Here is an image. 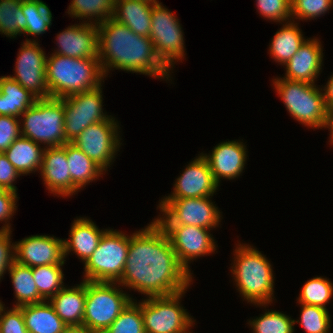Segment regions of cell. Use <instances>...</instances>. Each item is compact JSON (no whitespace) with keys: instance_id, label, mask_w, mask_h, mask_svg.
Here are the masks:
<instances>
[{"instance_id":"1","label":"cell","mask_w":333,"mask_h":333,"mask_svg":"<svg viewBox=\"0 0 333 333\" xmlns=\"http://www.w3.org/2000/svg\"><path fill=\"white\" fill-rule=\"evenodd\" d=\"M152 221L130 234L125 269L117 283L147 298L187 290L193 276L179 263L165 230Z\"/></svg>"},{"instance_id":"2","label":"cell","mask_w":333,"mask_h":333,"mask_svg":"<svg viewBox=\"0 0 333 333\" xmlns=\"http://www.w3.org/2000/svg\"><path fill=\"white\" fill-rule=\"evenodd\" d=\"M97 28L98 58L105 77L118 69L171 80L170 69L157 56L150 37L137 35L112 18L97 24Z\"/></svg>"},{"instance_id":"3","label":"cell","mask_w":333,"mask_h":333,"mask_svg":"<svg viewBox=\"0 0 333 333\" xmlns=\"http://www.w3.org/2000/svg\"><path fill=\"white\" fill-rule=\"evenodd\" d=\"M233 252L231 273L240 295L257 307L271 305L275 279L266 255L247 243L237 244Z\"/></svg>"},{"instance_id":"4","label":"cell","mask_w":333,"mask_h":333,"mask_svg":"<svg viewBox=\"0 0 333 333\" xmlns=\"http://www.w3.org/2000/svg\"><path fill=\"white\" fill-rule=\"evenodd\" d=\"M99 58H73L52 53L46 58V83L50 97L64 98L102 86Z\"/></svg>"},{"instance_id":"5","label":"cell","mask_w":333,"mask_h":333,"mask_svg":"<svg viewBox=\"0 0 333 333\" xmlns=\"http://www.w3.org/2000/svg\"><path fill=\"white\" fill-rule=\"evenodd\" d=\"M272 82L273 89L294 120L308 128H326L328 108L322 88L317 87L316 83L291 81L281 77L274 78Z\"/></svg>"},{"instance_id":"6","label":"cell","mask_w":333,"mask_h":333,"mask_svg":"<svg viewBox=\"0 0 333 333\" xmlns=\"http://www.w3.org/2000/svg\"><path fill=\"white\" fill-rule=\"evenodd\" d=\"M21 116L22 137L45 147H59L68 142L64 130V98L37 99Z\"/></svg>"},{"instance_id":"7","label":"cell","mask_w":333,"mask_h":333,"mask_svg":"<svg viewBox=\"0 0 333 333\" xmlns=\"http://www.w3.org/2000/svg\"><path fill=\"white\" fill-rule=\"evenodd\" d=\"M119 285L117 282L86 281L83 315V329L86 332L104 333L129 303L134 300L122 288H119Z\"/></svg>"},{"instance_id":"8","label":"cell","mask_w":333,"mask_h":333,"mask_svg":"<svg viewBox=\"0 0 333 333\" xmlns=\"http://www.w3.org/2000/svg\"><path fill=\"white\" fill-rule=\"evenodd\" d=\"M129 250V235L108 229L96 250L84 264V281L118 282L123 275Z\"/></svg>"},{"instance_id":"9","label":"cell","mask_w":333,"mask_h":333,"mask_svg":"<svg viewBox=\"0 0 333 333\" xmlns=\"http://www.w3.org/2000/svg\"><path fill=\"white\" fill-rule=\"evenodd\" d=\"M187 290L141 301V312L146 333H193L195 320L181 305Z\"/></svg>"},{"instance_id":"10","label":"cell","mask_w":333,"mask_h":333,"mask_svg":"<svg viewBox=\"0 0 333 333\" xmlns=\"http://www.w3.org/2000/svg\"><path fill=\"white\" fill-rule=\"evenodd\" d=\"M212 196L201 198L161 199V214L155 220L160 225H194L205 229L216 228L221 222V213Z\"/></svg>"},{"instance_id":"11","label":"cell","mask_w":333,"mask_h":333,"mask_svg":"<svg viewBox=\"0 0 333 333\" xmlns=\"http://www.w3.org/2000/svg\"><path fill=\"white\" fill-rule=\"evenodd\" d=\"M179 19L162 3L152 6L150 39L160 60L171 70L185 57L184 34ZM177 61V62H176Z\"/></svg>"},{"instance_id":"12","label":"cell","mask_w":333,"mask_h":333,"mask_svg":"<svg viewBox=\"0 0 333 333\" xmlns=\"http://www.w3.org/2000/svg\"><path fill=\"white\" fill-rule=\"evenodd\" d=\"M119 130L117 119L111 116L85 128L72 143L106 172L122 144Z\"/></svg>"},{"instance_id":"13","label":"cell","mask_w":333,"mask_h":333,"mask_svg":"<svg viewBox=\"0 0 333 333\" xmlns=\"http://www.w3.org/2000/svg\"><path fill=\"white\" fill-rule=\"evenodd\" d=\"M101 87L64 97V130L68 142H72L88 126L112 116L103 112Z\"/></svg>"},{"instance_id":"14","label":"cell","mask_w":333,"mask_h":333,"mask_svg":"<svg viewBox=\"0 0 333 333\" xmlns=\"http://www.w3.org/2000/svg\"><path fill=\"white\" fill-rule=\"evenodd\" d=\"M16 59L15 74L10 75L37 99L50 98L46 83V53L36 39L23 41Z\"/></svg>"},{"instance_id":"15","label":"cell","mask_w":333,"mask_h":333,"mask_svg":"<svg viewBox=\"0 0 333 333\" xmlns=\"http://www.w3.org/2000/svg\"><path fill=\"white\" fill-rule=\"evenodd\" d=\"M166 232L179 263L192 275L188 265L196 258L215 253L218 247L213 229L194 225H160ZM192 260V261H191Z\"/></svg>"},{"instance_id":"16","label":"cell","mask_w":333,"mask_h":333,"mask_svg":"<svg viewBox=\"0 0 333 333\" xmlns=\"http://www.w3.org/2000/svg\"><path fill=\"white\" fill-rule=\"evenodd\" d=\"M14 261L31 268L64 265L66 260L63 239L53 235H31L14 242Z\"/></svg>"},{"instance_id":"17","label":"cell","mask_w":333,"mask_h":333,"mask_svg":"<svg viewBox=\"0 0 333 333\" xmlns=\"http://www.w3.org/2000/svg\"><path fill=\"white\" fill-rule=\"evenodd\" d=\"M180 173L173 187V192L163 199L201 198L213 196L219 188L210 170L208 161L198 154Z\"/></svg>"},{"instance_id":"18","label":"cell","mask_w":333,"mask_h":333,"mask_svg":"<svg viewBox=\"0 0 333 333\" xmlns=\"http://www.w3.org/2000/svg\"><path fill=\"white\" fill-rule=\"evenodd\" d=\"M39 172L48 191L58 197L72 196L80 191L71 180L66 143L59 147L44 148Z\"/></svg>"},{"instance_id":"19","label":"cell","mask_w":333,"mask_h":333,"mask_svg":"<svg viewBox=\"0 0 333 333\" xmlns=\"http://www.w3.org/2000/svg\"><path fill=\"white\" fill-rule=\"evenodd\" d=\"M54 54L73 58H98V28L84 23L68 26L56 36Z\"/></svg>"},{"instance_id":"20","label":"cell","mask_w":333,"mask_h":333,"mask_svg":"<svg viewBox=\"0 0 333 333\" xmlns=\"http://www.w3.org/2000/svg\"><path fill=\"white\" fill-rule=\"evenodd\" d=\"M246 149V145L240 140H232L220 142L210 154L202 152L219 185L222 179L233 180L242 175L247 160Z\"/></svg>"},{"instance_id":"21","label":"cell","mask_w":333,"mask_h":333,"mask_svg":"<svg viewBox=\"0 0 333 333\" xmlns=\"http://www.w3.org/2000/svg\"><path fill=\"white\" fill-rule=\"evenodd\" d=\"M323 48L318 38H307L295 55L284 65L285 78L313 84L322 72ZM321 71V72H320Z\"/></svg>"},{"instance_id":"22","label":"cell","mask_w":333,"mask_h":333,"mask_svg":"<svg viewBox=\"0 0 333 333\" xmlns=\"http://www.w3.org/2000/svg\"><path fill=\"white\" fill-rule=\"evenodd\" d=\"M86 299V281L76 286H64L48 301L68 328H83Z\"/></svg>"},{"instance_id":"23","label":"cell","mask_w":333,"mask_h":333,"mask_svg":"<svg viewBox=\"0 0 333 333\" xmlns=\"http://www.w3.org/2000/svg\"><path fill=\"white\" fill-rule=\"evenodd\" d=\"M107 230H100L90 218L75 219L70 228L69 238L63 239L65 259L70 252H73L85 263Z\"/></svg>"},{"instance_id":"24","label":"cell","mask_w":333,"mask_h":333,"mask_svg":"<svg viewBox=\"0 0 333 333\" xmlns=\"http://www.w3.org/2000/svg\"><path fill=\"white\" fill-rule=\"evenodd\" d=\"M153 5L142 0H115L112 19L128 26L137 35L149 37Z\"/></svg>"},{"instance_id":"25","label":"cell","mask_w":333,"mask_h":333,"mask_svg":"<svg viewBox=\"0 0 333 333\" xmlns=\"http://www.w3.org/2000/svg\"><path fill=\"white\" fill-rule=\"evenodd\" d=\"M19 307L29 333H64L68 329L49 301Z\"/></svg>"},{"instance_id":"26","label":"cell","mask_w":333,"mask_h":333,"mask_svg":"<svg viewBox=\"0 0 333 333\" xmlns=\"http://www.w3.org/2000/svg\"><path fill=\"white\" fill-rule=\"evenodd\" d=\"M37 98L10 76H0V115L21 117Z\"/></svg>"},{"instance_id":"27","label":"cell","mask_w":333,"mask_h":333,"mask_svg":"<svg viewBox=\"0 0 333 333\" xmlns=\"http://www.w3.org/2000/svg\"><path fill=\"white\" fill-rule=\"evenodd\" d=\"M41 147V144L39 145L31 139L20 136L8 147L4 154L21 176L36 171L39 173L45 148Z\"/></svg>"},{"instance_id":"28","label":"cell","mask_w":333,"mask_h":333,"mask_svg":"<svg viewBox=\"0 0 333 333\" xmlns=\"http://www.w3.org/2000/svg\"><path fill=\"white\" fill-rule=\"evenodd\" d=\"M282 25L272 38L268 51L275 62L284 66L299 50L306 38L303 37L302 30L295 21L290 20Z\"/></svg>"},{"instance_id":"29","label":"cell","mask_w":333,"mask_h":333,"mask_svg":"<svg viewBox=\"0 0 333 333\" xmlns=\"http://www.w3.org/2000/svg\"><path fill=\"white\" fill-rule=\"evenodd\" d=\"M66 158L72 182L81 190L87 184L99 179L104 170L92 161L72 142L66 143Z\"/></svg>"},{"instance_id":"30","label":"cell","mask_w":333,"mask_h":333,"mask_svg":"<svg viewBox=\"0 0 333 333\" xmlns=\"http://www.w3.org/2000/svg\"><path fill=\"white\" fill-rule=\"evenodd\" d=\"M11 277V282L14 288L15 305L22 306L26 304L41 303L45 301L38 292L32 268L13 261L7 270Z\"/></svg>"},{"instance_id":"31","label":"cell","mask_w":333,"mask_h":333,"mask_svg":"<svg viewBox=\"0 0 333 333\" xmlns=\"http://www.w3.org/2000/svg\"><path fill=\"white\" fill-rule=\"evenodd\" d=\"M114 5L115 0H72L66 13L71 18L97 25L112 18Z\"/></svg>"},{"instance_id":"32","label":"cell","mask_w":333,"mask_h":333,"mask_svg":"<svg viewBox=\"0 0 333 333\" xmlns=\"http://www.w3.org/2000/svg\"><path fill=\"white\" fill-rule=\"evenodd\" d=\"M22 12L26 17V31L24 35L39 36L50 29L52 13L42 0H23Z\"/></svg>"},{"instance_id":"33","label":"cell","mask_w":333,"mask_h":333,"mask_svg":"<svg viewBox=\"0 0 333 333\" xmlns=\"http://www.w3.org/2000/svg\"><path fill=\"white\" fill-rule=\"evenodd\" d=\"M23 0H0V34L16 38L26 31Z\"/></svg>"},{"instance_id":"34","label":"cell","mask_w":333,"mask_h":333,"mask_svg":"<svg viewBox=\"0 0 333 333\" xmlns=\"http://www.w3.org/2000/svg\"><path fill=\"white\" fill-rule=\"evenodd\" d=\"M63 265H44L32 267V274L39 292L45 300L57 294L64 285Z\"/></svg>"},{"instance_id":"35","label":"cell","mask_w":333,"mask_h":333,"mask_svg":"<svg viewBox=\"0 0 333 333\" xmlns=\"http://www.w3.org/2000/svg\"><path fill=\"white\" fill-rule=\"evenodd\" d=\"M333 296V283L326 277L317 276L307 280L297 298L298 303L327 309Z\"/></svg>"},{"instance_id":"36","label":"cell","mask_w":333,"mask_h":333,"mask_svg":"<svg viewBox=\"0 0 333 333\" xmlns=\"http://www.w3.org/2000/svg\"><path fill=\"white\" fill-rule=\"evenodd\" d=\"M253 333H294V319L280 311L272 310L249 320Z\"/></svg>"},{"instance_id":"37","label":"cell","mask_w":333,"mask_h":333,"mask_svg":"<svg viewBox=\"0 0 333 333\" xmlns=\"http://www.w3.org/2000/svg\"><path fill=\"white\" fill-rule=\"evenodd\" d=\"M104 333H146L141 302L132 300Z\"/></svg>"},{"instance_id":"38","label":"cell","mask_w":333,"mask_h":333,"mask_svg":"<svg viewBox=\"0 0 333 333\" xmlns=\"http://www.w3.org/2000/svg\"><path fill=\"white\" fill-rule=\"evenodd\" d=\"M299 304L301 307L300 319H294V324L299 323L306 333H330L332 320H330L331 315L328 309L302 303Z\"/></svg>"},{"instance_id":"39","label":"cell","mask_w":333,"mask_h":333,"mask_svg":"<svg viewBox=\"0 0 333 333\" xmlns=\"http://www.w3.org/2000/svg\"><path fill=\"white\" fill-rule=\"evenodd\" d=\"M333 0H291L292 20H314L329 12Z\"/></svg>"},{"instance_id":"40","label":"cell","mask_w":333,"mask_h":333,"mask_svg":"<svg viewBox=\"0 0 333 333\" xmlns=\"http://www.w3.org/2000/svg\"><path fill=\"white\" fill-rule=\"evenodd\" d=\"M256 6L265 20L281 24L292 20L291 0H256Z\"/></svg>"},{"instance_id":"41","label":"cell","mask_w":333,"mask_h":333,"mask_svg":"<svg viewBox=\"0 0 333 333\" xmlns=\"http://www.w3.org/2000/svg\"><path fill=\"white\" fill-rule=\"evenodd\" d=\"M4 305H0V333H29L21 308L13 306L7 311Z\"/></svg>"},{"instance_id":"42","label":"cell","mask_w":333,"mask_h":333,"mask_svg":"<svg viewBox=\"0 0 333 333\" xmlns=\"http://www.w3.org/2000/svg\"><path fill=\"white\" fill-rule=\"evenodd\" d=\"M19 120L18 117L0 115V153L21 136Z\"/></svg>"},{"instance_id":"43","label":"cell","mask_w":333,"mask_h":333,"mask_svg":"<svg viewBox=\"0 0 333 333\" xmlns=\"http://www.w3.org/2000/svg\"><path fill=\"white\" fill-rule=\"evenodd\" d=\"M17 193L0 189V222H5L0 230L11 231L10 219L17 210Z\"/></svg>"},{"instance_id":"44","label":"cell","mask_w":333,"mask_h":333,"mask_svg":"<svg viewBox=\"0 0 333 333\" xmlns=\"http://www.w3.org/2000/svg\"><path fill=\"white\" fill-rule=\"evenodd\" d=\"M12 231L0 230V280L14 261V243L11 239Z\"/></svg>"},{"instance_id":"45","label":"cell","mask_w":333,"mask_h":333,"mask_svg":"<svg viewBox=\"0 0 333 333\" xmlns=\"http://www.w3.org/2000/svg\"><path fill=\"white\" fill-rule=\"evenodd\" d=\"M21 175L11 164L4 153H0V189H5L17 193L14 181Z\"/></svg>"},{"instance_id":"46","label":"cell","mask_w":333,"mask_h":333,"mask_svg":"<svg viewBox=\"0 0 333 333\" xmlns=\"http://www.w3.org/2000/svg\"><path fill=\"white\" fill-rule=\"evenodd\" d=\"M323 97L327 108L333 106V75L330 76L326 85L322 87Z\"/></svg>"},{"instance_id":"47","label":"cell","mask_w":333,"mask_h":333,"mask_svg":"<svg viewBox=\"0 0 333 333\" xmlns=\"http://www.w3.org/2000/svg\"><path fill=\"white\" fill-rule=\"evenodd\" d=\"M326 128L330 130V140L328 142H333V106L328 108V118Z\"/></svg>"},{"instance_id":"48","label":"cell","mask_w":333,"mask_h":333,"mask_svg":"<svg viewBox=\"0 0 333 333\" xmlns=\"http://www.w3.org/2000/svg\"><path fill=\"white\" fill-rule=\"evenodd\" d=\"M64 333H88L83 328H68Z\"/></svg>"},{"instance_id":"49","label":"cell","mask_w":333,"mask_h":333,"mask_svg":"<svg viewBox=\"0 0 333 333\" xmlns=\"http://www.w3.org/2000/svg\"><path fill=\"white\" fill-rule=\"evenodd\" d=\"M142 1H146L151 4H160V2L158 0H142Z\"/></svg>"}]
</instances>
